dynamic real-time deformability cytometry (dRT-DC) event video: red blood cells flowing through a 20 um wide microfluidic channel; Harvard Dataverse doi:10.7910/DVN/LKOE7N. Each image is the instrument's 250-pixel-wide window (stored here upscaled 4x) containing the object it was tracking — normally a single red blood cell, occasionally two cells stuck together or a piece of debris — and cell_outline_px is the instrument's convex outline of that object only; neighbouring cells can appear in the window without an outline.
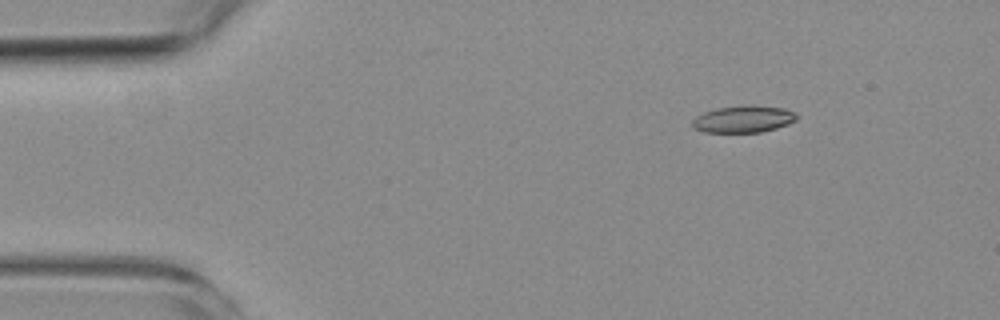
{"species": "common noctule bat (a hibernating species)", "species_latin": "Nyctalus noctula", "temperature_condition": "room temperature", "stored_images_in_passage": 7, "camera_frame_rate_fps": 3000, "um_per_image_px": 0.085, "animal": {"sex": "female", "body_mass_g": 19.3, "forearm_length_mm": 54.1}, "frame": {"image": 1, "passage_image": 2, "time_ms": 1.333, "image_size_px": [1000, 320], "cell_outline_px": [[796, 120], [788, 124], [776, 128], [760, 132], [704, 132], [696, 128], [692, 124], [692, 120], [696, 116], [704, 112], [716, 108], [784, 108], [792, 112], [796, 116]], "centroid_in_image_um": [63.14, 10.18], "position_along_channel_um": 21.9, "area_um2": 15.32}}
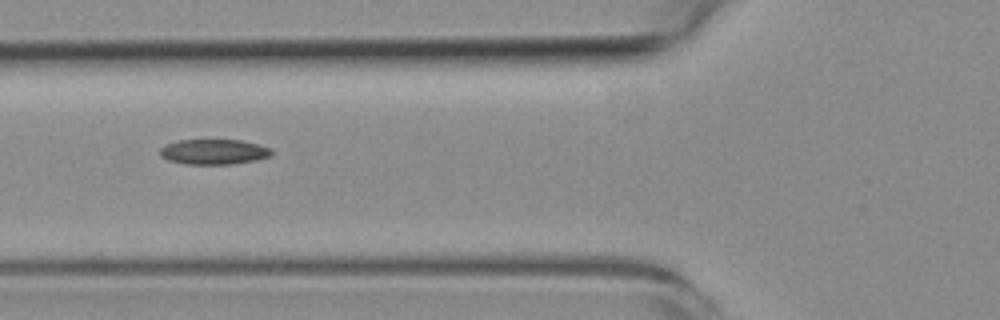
{"frame": {"image": 2, "passage_image": 6, "time_ms": 5.667, "image_size_px": [1000, 320], "cell_outline_px": [[272, 156], [256, 160], [232, 164], [188, 164], [168, 160], [160, 156], [160, 148], [164, 144], [176, 140], [240, 140], [272, 148]], "centroid_in_image_um": [18.16, 12.9], "position_along_channel_um": 107.6, "area_um2": 16.47}}
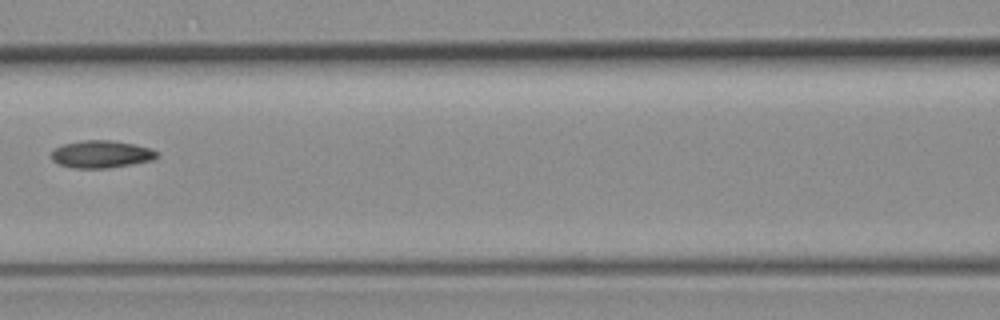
{"frame": {"image": 3, "passage_image": 7, "time_ms": 7.0, "image_size_px": [1000, 320], "cell_outline_px": [[160, 156], [152, 160], [132, 164], [108, 168], [76, 168], [56, 164], [52, 160], [52, 152], [56, 148], [64, 144], [84, 140], [112, 140], [132, 144], [148, 148], [156, 152]], "centroid_in_image_um": [8.59, 13.11], "position_along_channel_um": 158.0, "area_um2": 16.7}}